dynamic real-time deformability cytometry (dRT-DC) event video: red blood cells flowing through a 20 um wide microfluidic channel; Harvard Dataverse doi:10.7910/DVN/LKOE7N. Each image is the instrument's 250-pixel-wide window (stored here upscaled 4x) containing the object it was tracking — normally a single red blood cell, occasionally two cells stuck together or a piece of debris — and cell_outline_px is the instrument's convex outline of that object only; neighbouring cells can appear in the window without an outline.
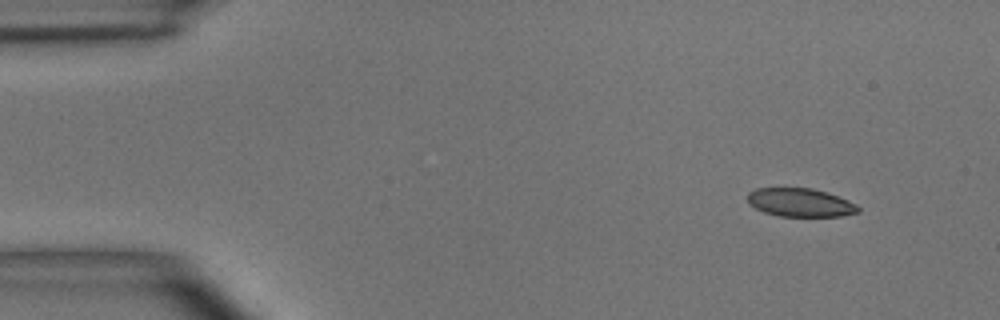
{"species": "common noctule bat (a hibernating species)", "species_latin": "Nyctalus noctula", "temperature_condition": "room temperature", "stored_images_in_passage": 4, "camera_frame_rate_fps": 3000, "um_per_image_px": 0.085, "animal": {"sex": "male", "body_mass_g": 15.6}, "frame": {"image": 1, "passage_image": 1, "time_ms": 0.0, "image_size_px": [1000, 320], "cell_outline_px": [[860, 212], [844, 216], [780, 216], [764, 212], [748, 204], [748, 192], [756, 188], [812, 188], [828, 192], [848, 200], [856, 204], [860, 208]], "centroid_in_image_um": [68.04, 17.21], "position_along_channel_um": 17.0, "area_um2": 18.44}}